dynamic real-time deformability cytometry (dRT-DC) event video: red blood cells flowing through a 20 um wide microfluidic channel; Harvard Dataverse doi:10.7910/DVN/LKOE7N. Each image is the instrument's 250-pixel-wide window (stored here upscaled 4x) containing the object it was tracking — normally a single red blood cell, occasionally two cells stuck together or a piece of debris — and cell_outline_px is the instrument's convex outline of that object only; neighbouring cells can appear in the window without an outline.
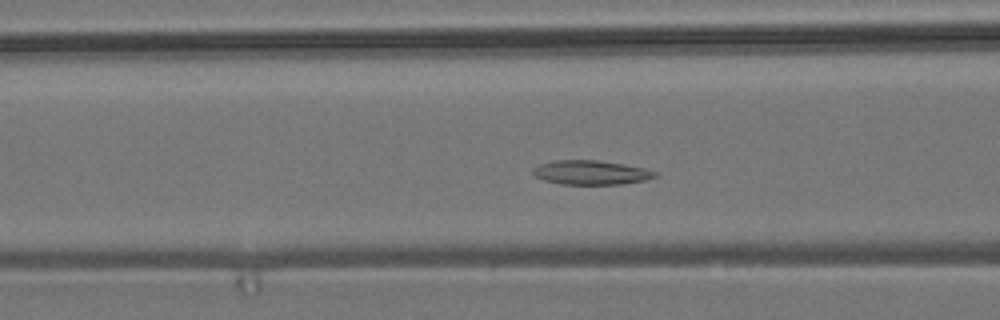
{"species": "common noctule bat (a hibernating species)", "species_latin": "Nyctalus noctula", "temperature_condition": "room temperature", "stored_images_in_passage": 50, "camera_frame_rate_fps": 3000, "um_per_image_px": 0.085, "animal": {"sex": "male", "body_mass_g": 19.2, "forearm_length_mm": 51.8}, "frame": {"image": 1, "passage_image": 16, "time_ms": 5.0, "image_size_px": [1000, 320], "cell_outline_px": [[656, 176], [644, 180], [624, 184], [560, 184], [544, 180], [536, 176], [532, 172], [532, 168], [540, 164], [556, 160], [596, 160], [624, 164], [644, 168], [656, 172]], "centroid_in_image_um": [50.21, 14.66], "position_along_channel_um": 116.4, "area_um2": 17.11}}
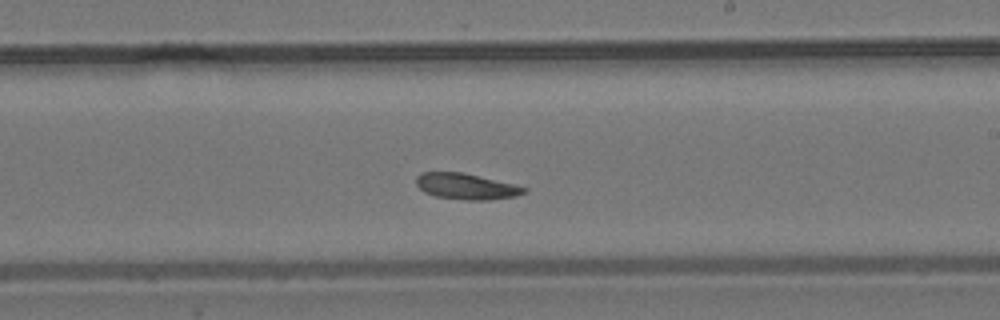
{"frame": {"image": 2, "passage_image": 27, "time_ms": 8.667, "image_size_px": [1000, 320], "cell_outline_px": [[528, 188], [524, 192], [516, 196], [488, 200], [468, 200], [436, 196], [424, 192], [416, 184], [416, 176], [420, 172], [464, 172]], "centroid_in_image_um": [39.59, 15.83], "position_along_channel_um": 249.4, "area_um2": 16.18}}
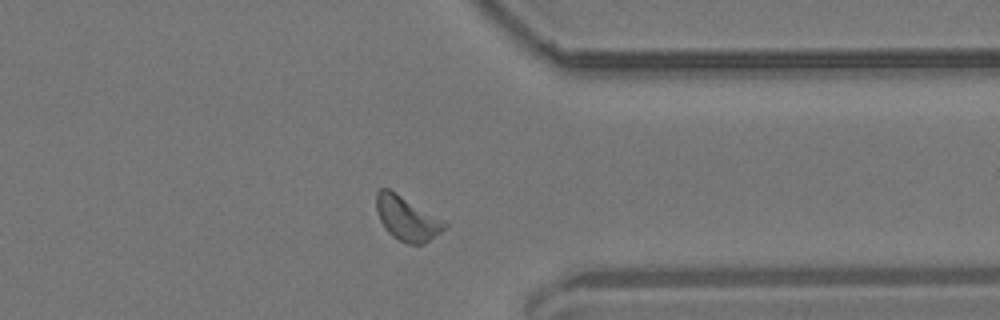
{"frame": {"image": 3, "passage_image": 38, "time_ms": 12.333, "image_size_px": [1000, 320], "cell_outline_px": [[448, 228], [424, 244], [408, 244], [392, 236], [384, 228], [380, 220], [376, 208], [376, 192], [380, 188], [388, 188], [396, 192], [448, 224]], "centroid_in_image_um": [34.58, 18.58], "position_along_channel_um": 376.8, "area_um2": 17.46}, "authors_computed_cell_mechanics": {"area_um2": 16.9354, "velocity_mm_per_s": 3.6386, "shape_relaxation_time_tau1_ms": 4.7886, "shape_relaxation_time_tau2_ms": 9.3453, "deformation_change_tau1": 0.0875, "deformation_change_tau2": 0.1173}}